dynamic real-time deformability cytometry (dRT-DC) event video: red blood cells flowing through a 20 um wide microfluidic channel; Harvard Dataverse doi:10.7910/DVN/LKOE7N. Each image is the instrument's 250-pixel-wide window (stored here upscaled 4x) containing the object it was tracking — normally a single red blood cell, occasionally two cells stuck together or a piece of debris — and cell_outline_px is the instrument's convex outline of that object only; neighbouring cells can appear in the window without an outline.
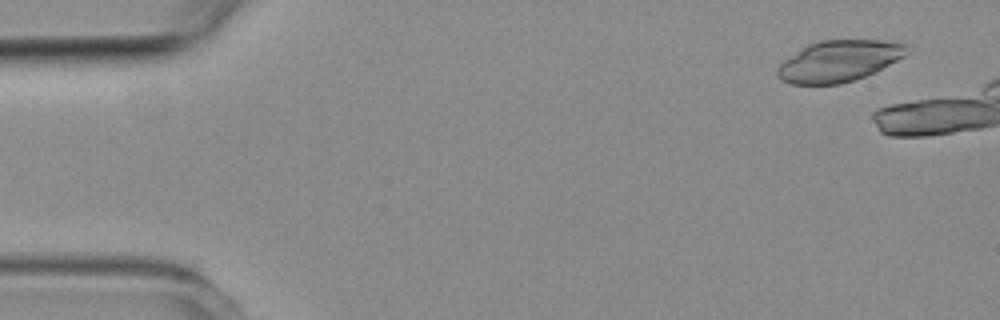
{"species": "common noctule bat (a hibernating species)", "species_latin": "Nyctalus noctula", "temperature_condition": "room temperature", "stored_images_in_passage": 3, "camera_frame_rate_fps": 3000, "um_per_image_px": 0.085, "animal": {"sex": "female", "body_mass_g": 19.3, "forearm_length_mm": 54.1}, "frame": {"image": 1, "passage_image": 3, "time_ms": 2.333, "image_size_px": [1000, 320], "cell_outline_px": [[908, 44], [904, 56], [864, 76], [840, 84], [792, 84], [776, 76], [776, 68], [784, 60], [808, 44], [820, 40], [896, 40]], "centroid_in_image_um": [71.29, 5.17], "position_along_channel_um": 13.7, "area_um2": 30.81}}